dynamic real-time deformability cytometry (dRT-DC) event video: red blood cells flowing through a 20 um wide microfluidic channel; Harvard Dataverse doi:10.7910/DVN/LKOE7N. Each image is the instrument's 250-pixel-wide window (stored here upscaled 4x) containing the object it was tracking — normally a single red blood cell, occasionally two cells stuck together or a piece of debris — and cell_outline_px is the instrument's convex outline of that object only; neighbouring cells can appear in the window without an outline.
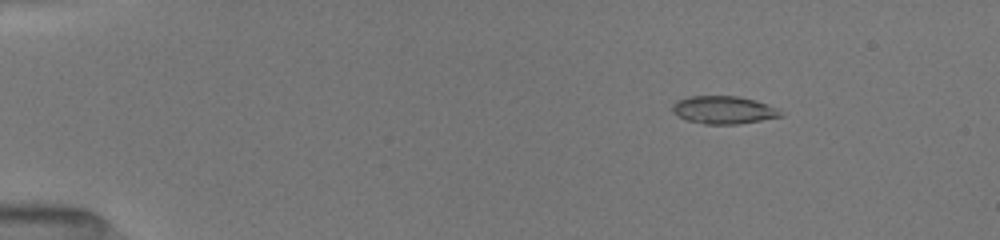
{"species": "common noctule bat (a hibernating species)", "species_latin": "Nyctalus noctula", "temperature_condition": "room temperature", "stored_images_in_passage": 58, "camera_frame_rate_fps": 3000, "um_per_image_px": 0.085, "animal": {"sex": "female", "body_mass_g": 19.5, "forearm_length_mm": 54.1}, "frame": {"image": 1, "passage_image": 11, "time_ms": 2.333, "image_size_px": [1000, 240], "cell_outline_px": [[784, 116], [736, 124], [704, 124], [688, 120], [672, 112], [672, 108], [676, 100], [688, 96], [736, 96], [756, 100], [776, 108]], "centroid_in_image_um": [61.48, 9.34], "position_along_channel_um": 23.5, "area_um2": 17.34}}
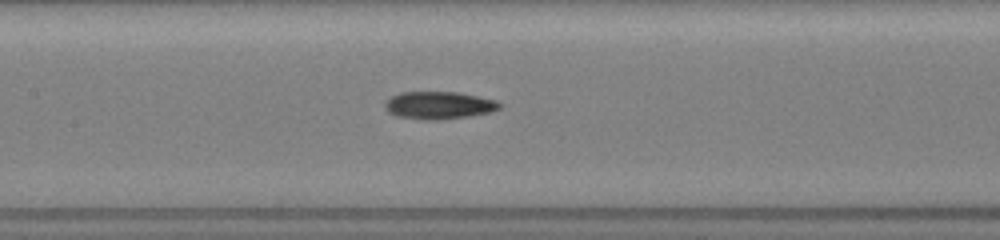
{"frame": {"image": 2, "passage_image": 30, "time_ms": 8.333, "image_size_px": [1000, 240], "cell_outline_px": [[500, 108], [488, 112], [468, 116], [432, 120], [396, 116], [388, 112], [384, 108], [384, 104], [392, 96], [400, 92], [460, 92], [496, 100], [500, 104]], "centroid_in_image_um": [37.28, 8.93], "position_along_channel_um": 170.1, "area_um2": 18.15}}
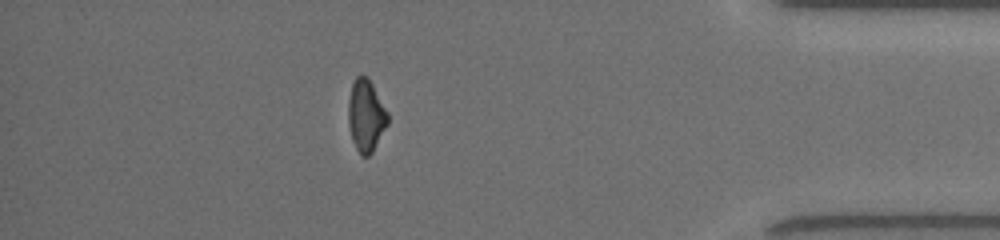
{"frame": {"image": 3, "passage_image": 48, "time_ms": 15.0, "image_size_px": [1000, 240], "cell_outline_px": [[388, 124], [372, 152], [368, 156], [360, 156], [352, 140], [348, 124], [348, 100], [352, 84], [356, 76], [368, 76], [388, 112]], "centroid_in_image_um": [31.1, 9.83], "position_along_channel_um": 404.1, "area_um2": 16.65}, "authors_computed_cell_mechanics": {"area_um2": 17.2533, "velocity_mm_per_s": 4.0282, "shape_relaxation_time_tau1_ms": 10.1944, "shape_relaxation_time_tau2_ms": 5.9574, "deformation_change_tau1": 0.2383, "deformation_change_tau2": 0.1579}}